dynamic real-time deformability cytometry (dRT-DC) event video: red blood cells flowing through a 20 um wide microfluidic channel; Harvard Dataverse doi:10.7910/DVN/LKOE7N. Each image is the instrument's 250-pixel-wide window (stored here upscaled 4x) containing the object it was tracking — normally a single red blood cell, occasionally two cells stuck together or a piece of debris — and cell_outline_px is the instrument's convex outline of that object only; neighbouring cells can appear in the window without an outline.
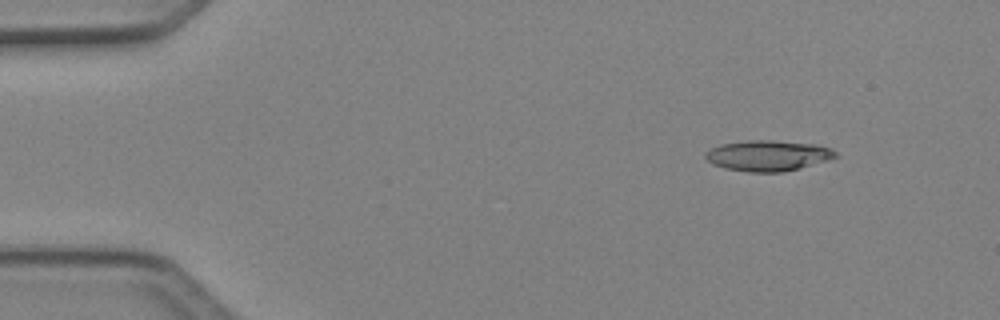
{"species": "Egyptian fruit bat (a non-hibernating species)", "species_latin": "Rousettus aegyptiacus", "temperature_condition": "cold", "stored_images_in_passage": 6, "camera_frame_rate_fps": 3000, "um_per_image_px": 0.085, "animal": {"sex": "female"}, "frame": {"image": 1, "passage_image": 2, "time_ms": 0.333, "image_size_px": [1000, 320], "cell_outline_px": [[836, 156], [824, 160], [784, 172], [748, 172], [728, 168], [712, 164], [704, 156], [704, 152], [720, 144], [752, 140], [772, 140], [816, 144], [832, 148], [836, 152]], "centroid_in_image_um": [65.23, 13.21], "position_along_channel_um": 19.8, "area_um2": 22.89}}
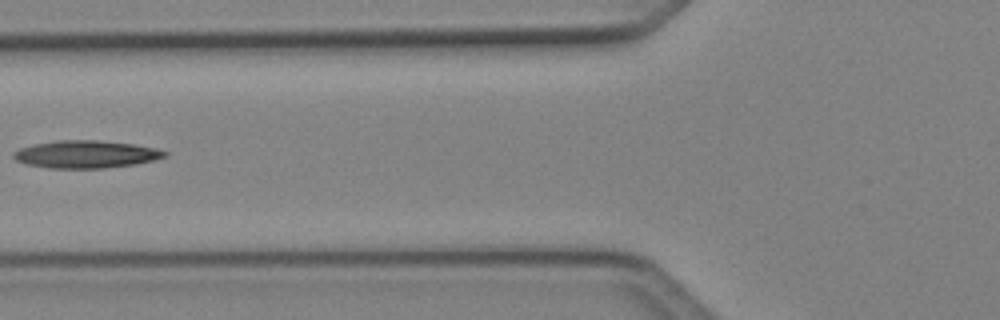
{"frame": {"image": 2, "passage_image": 6, "time_ms": 1.667, "image_size_px": [1000, 320], "cell_outline_px": [[168, 156], [136, 164], [104, 168], [48, 168], [28, 164], [16, 160], [12, 156], [12, 152], [20, 148], [36, 144], [56, 140], [96, 140], [132, 144], [156, 148], [168, 152]], "centroid_in_image_um": [7.31, 13.11], "position_along_channel_um": 118.5, "area_um2": 24.16}}